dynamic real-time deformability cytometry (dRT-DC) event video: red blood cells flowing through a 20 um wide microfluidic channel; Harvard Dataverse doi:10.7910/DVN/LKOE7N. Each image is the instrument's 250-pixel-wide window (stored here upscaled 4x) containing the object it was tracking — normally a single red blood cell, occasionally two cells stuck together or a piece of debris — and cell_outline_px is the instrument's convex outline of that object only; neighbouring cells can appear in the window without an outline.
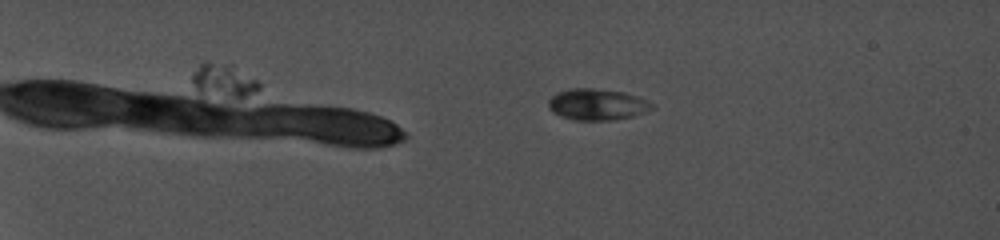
{"species": "common noctule bat (a hibernating species)", "species_latin": "Nyctalus noctula", "temperature_condition": "cold", "stored_images_in_passage": 50, "camera_frame_rate_fps": 5000, "um_per_image_px": 0.085, "animal": {"sex": "female", "body_mass_g": 19.0, "forearm_length_mm": 56.7}, "frame": {"image": 1, "passage_image": 14, "time_ms": 4.8, "image_size_px": [1000, 240], "cell_outline_px": [[656, 108], [636, 116], [612, 120], [572, 120], [560, 116], [552, 112], [548, 104], [548, 100], [556, 92], [572, 88], [592, 88], [624, 92], [648, 100], [656, 104]], "centroid_in_image_um": [50.8, 8.88], "position_along_channel_um": 34.2, "area_um2": 19.25}}
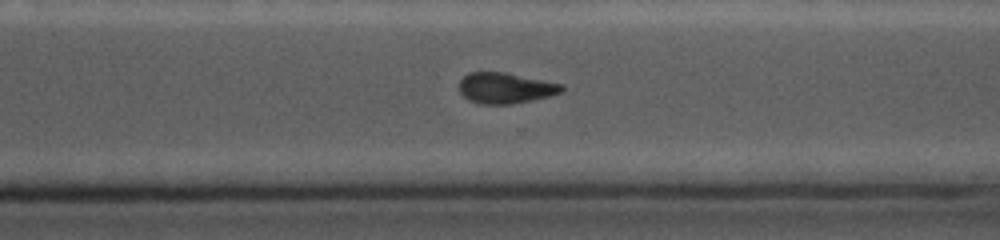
{"frame": {"image": 2, "passage_image": 44, "time_ms": 15.8, "image_size_px": [1000, 240], "cell_outline_px": [[564, 88], [560, 92], [548, 96], [532, 100], [512, 104], [480, 104], [468, 100], [460, 92], [460, 80], [468, 72], [504, 72], [564, 84]], "centroid_in_image_um": [42.95, 7.48], "position_along_channel_um": 327.7, "area_um2": 18.32}}
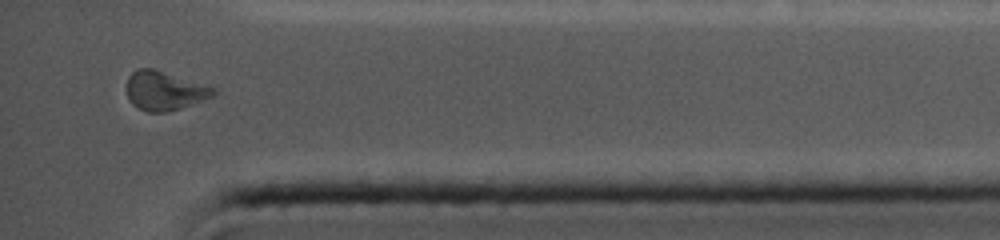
{"frame": {"image": 3, "passage_image": 50, "time_ms": 18.2, "image_size_px": [1000, 240], "cell_outline_px": [[216, 92], [212, 96], [180, 108], [164, 112], [148, 112], [132, 104], [128, 100], [124, 88], [128, 76], [132, 72], [140, 68], [152, 68], [216, 88]], "centroid_in_image_um": [13.9, 7.7], "position_along_channel_um": 421.3, "area_um2": 19.59}, "authors_computed_cell_mechanics": {"area_um2": 18.9006, "velocity_mm_per_s": 3.879, "shape_relaxation_time_tau1_ms": null, "shape_relaxation_time_tau2_ms": 1.6613, "deformation_change_tau1": null, "deformation_change_tau2": 0.0404}}